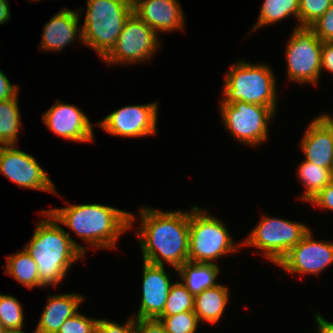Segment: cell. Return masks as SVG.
Here are the masks:
<instances>
[{
  "instance_id": "f546056e",
  "label": "cell",
  "mask_w": 333,
  "mask_h": 333,
  "mask_svg": "<svg viewBox=\"0 0 333 333\" xmlns=\"http://www.w3.org/2000/svg\"><path fill=\"white\" fill-rule=\"evenodd\" d=\"M98 319L88 318L76 312L64 321L57 333H95Z\"/></svg>"
},
{
  "instance_id": "4316f807",
  "label": "cell",
  "mask_w": 333,
  "mask_h": 333,
  "mask_svg": "<svg viewBox=\"0 0 333 333\" xmlns=\"http://www.w3.org/2000/svg\"><path fill=\"white\" fill-rule=\"evenodd\" d=\"M194 310V296L182 282H174L168 294L162 315H175Z\"/></svg>"
},
{
  "instance_id": "7bdbcfd3",
  "label": "cell",
  "mask_w": 333,
  "mask_h": 333,
  "mask_svg": "<svg viewBox=\"0 0 333 333\" xmlns=\"http://www.w3.org/2000/svg\"><path fill=\"white\" fill-rule=\"evenodd\" d=\"M129 2H131L132 4L136 1V0H128Z\"/></svg>"
},
{
  "instance_id": "ffe728a7",
  "label": "cell",
  "mask_w": 333,
  "mask_h": 333,
  "mask_svg": "<svg viewBox=\"0 0 333 333\" xmlns=\"http://www.w3.org/2000/svg\"><path fill=\"white\" fill-rule=\"evenodd\" d=\"M229 290L225 285L217 284L194 296V312L199 322L212 324L218 322L229 302Z\"/></svg>"
},
{
  "instance_id": "b9f144b4",
  "label": "cell",
  "mask_w": 333,
  "mask_h": 333,
  "mask_svg": "<svg viewBox=\"0 0 333 333\" xmlns=\"http://www.w3.org/2000/svg\"><path fill=\"white\" fill-rule=\"evenodd\" d=\"M331 184L333 185V170H332V179H331Z\"/></svg>"
},
{
  "instance_id": "5bb4252c",
  "label": "cell",
  "mask_w": 333,
  "mask_h": 333,
  "mask_svg": "<svg viewBox=\"0 0 333 333\" xmlns=\"http://www.w3.org/2000/svg\"><path fill=\"white\" fill-rule=\"evenodd\" d=\"M43 114L45 125L58 136L81 143L93 141V126L77 106L57 101Z\"/></svg>"
},
{
  "instance_id": "7c38bea8",
  "label": "cell",
  "mask_w": 333,
  "mask_h": 333,
  "mask_svg": "<svg viewBox=\"0 0 333 333\" xmlns=\"http://www.w3.org/2000/svg\"><path fill=\"white\" fill-rule=\"evenodd\" d=\"M158 102L117 109L97 124L107 133L121 137H145L157 133Z\"/></svg>"
},
{
  "instance_id": "8fae6325",
  "label": "cell",
  "mask_w": 333,
  "mask_h": 333,
  "mask_svg": "<svg viewBox=\"0 0 333 333\" xmlns=\"http://www.w3.org/2000/svg\"><path fill=\"white\" fill-rule=\"evenodd\" d=\"M0 173L22 188L57 194L52 180L36 159L15 145L0 146Z\"/></svg>"
},
{
  "instance_id": "ac0fdd59",
  "label": "cell",
  "mask_w": 333,
  "mask_h": 333,
  "mask_svg": "<svg viewBox=\"0 0 333 333\" xmlns=\"http://www.w3.org/2000/svg\"><path fill=\"white\" fill-rule=\"evenodd\" d=\"M302 137L301 147L306 161L333 168V143L329 130L317 119L311 120Z\"/></svg>"
},
{
  "instance_id": "9a60e30c",
  "label": "cell",
  "mask_w": 333,
  "mask_h": 333,
  "mask_svg": "<svg viewBox=\"0 0 333 333\" xmlns=\"http://www.w3.org/2000/svg\"><path fill=\"white\" fill-rule=\"evenodd\" d=\"M142 298L135 319H158L162 314L170 292L169 274L164 265L143 262Z\"/></svg>"
},
{
  "instance_id": "836d02e7",
  "label": "cell",
  "mask_w": 333,
  "mask_h": 333,
  "mask_svg": "<svg viewBox=\"0 0 333 333\" xmlns=\"http://www.w3.org/2000/svg\"><path fill=\"white\" fill-rule=\"evenodd\" d=\"M136 329L138 333H167L158 319H136Z\"/></svg>"
},
{
  "instance_id": "d590c367",
  "label": "cell",
  "mask_w": 333,
  "mask_h": 333,
  "mask_svg": "<svg viewBox=\"0 0 333 333\" xmlns=\"http://www.w3.org/2000/svg\"><path fill=\"white\" fill-rule=\"evenodd\" d=\"M333 73V42H323L321 70Z\"/></svg>"
},
{
  "instance_id": "f35d334b",
  "label": "cell",
  "mask_w": 333,
  "mask_h": 333,
  "mask_svg": "<svg viewBox=\"0 0 333 333\" xmlns=\"http://www.w3.org/2000/svg\"><path fill=\"white\" fill-rule=\"evenodd\" d=\"M316 118L329 130L333 143V117L326 113L319 115Z\"/></svg>"
},
{
  "instance_id": "cb8c5ba5",
  "label": "cell",
  "mask_w": 333,
  "mask_h": 333,
  "mask_svg": "<svg viewBox=\"0 0 333 333\" xmlns=\"http://www.w3.org/2000/svg\"><path fill=\"white\" fill-rule=\"evenodd\" d=\"M17 98L18 95L0 101V146L15 145L18 142L21 120Z\"/></svg>"
},
{
  "instance_id": "d4e9b609",
  "label": "cell",
  "mask_w": 333,
  "mask_h": 333,
  "mask_svg": "<svg viewBox=\"0 0 333 333\" xmlns=\"http://www.w3.org/2000/svg\"><path fill=\"white\" fill-rule=\"evenodd\" d=\"M300 0H264L260 10V16L254 25L252 32L259 27L272 25L289 16H294L299 22Z\"/></svg>"
},
{
  "instance_id": "1f68e13d",
  "label": "cell",
  "mask_w": 333,
  "mask_h": 333,
  "mask_svg": "<svg viewBox=\"0 0 333 333\" xmlns=\"http://www.w3.org/2000/svg\"><path fill=\"white\" fill-rule=\"evenodd\" d=\"M95 333H138L136 329V319L131 317L125 324L120 325L104 319H98Z\"/></svg>"
},
{
  "instance_id": "f1b7e54d",
  "label": "cell",
  "mask_w": 333,
  "mask_h": 333,
  "mask_svg": "<svg viewBox=\"0 0 333 333\" xmlns=\"http://www.w3.org/2000/svg\"><path fill=\"white\" fill-rule=\"evenodd\" d=\"M333 0H300L298 26H310L332 5Z\"/></svg>"
},
{
  "instance_id": "52a82bcc",
  "label": "cell",
  "mask_w": 333,
  "mask_h": 333,
  "mask_svg": "<svg viewBox=\"0 0 333 333\" xmlns=\"http://www.w3.org/2000/svg\"><path fill=\"white\" fill-rule=\"evenodd\" d=\"M309 231L310 228L302 223L264 215L240 244L263 250L260 254L277 265Z\"/></svg>"
},
{
  "instance_id": "7402d4cb",
  "label": "cell",
  "mask_w": 333,
  "mask_h": 333,
  "mask_svg": "<svg viewBox=\"0 0 333 333\" xmlns=\"http://www.w3.org/2000/svg\"><path fill=\"white\" fill-rule=\"evenodd\" d=\"M6 258L7 274L29 289L35 286L44 287L39 278L37 264L24 248Z\"/></svg>"
},
{
  "instance_id": "d6a6232c",
  "label": "cell",
  "mask_w": 333,
  "mask_h": 333,
  "mask_svg": "<svg viewBox=\"0 0 333 333\" xmlns=\"http://www.w3.org/2000/svg\"><path fill=\"white\" fill-rule=\"evenodd\" d=\"M310 204L333 211V185L328 184L309 201Z\"/></svg>"
},
{
  "instance_id": "7a4b0ae2",
  "label": "cell",
  "mask_w": 333,
  "mask_h": 333,
  "mask_svg": "<svg viewBox=\"0 0 333 333\" xmlns=\"http://www.w3.org/2000/svg\"><path fill=\"white\" fill-rule=\"evenodd\" d=\"M42 213L46 219L37 223L24 249L37 264L41 284L57 286L70 266L84 257L86 247L73 240L49 212L44 210Z\"/></svg>"
},
{
  "instance_id": "3957f363",
  "label": "cell",
  "mask_w": 333,
  "mask_h": 333,
  "mask_svg": "<svg viewBox=\"0 0 333 333\" xmlns=\"http://www.w3.org/2000/svg\"><path fill=\"white\" fill-rule=\"evenodd\" d=\"M95 248L113 249L120 235L131 229L135 215L103 204H79L47 210Z\"/></svg>"
},
{
  "instance_id": "5b68a950",
  "label": "cell",
  "mask_w": 333,
  "mask_h": 333,
  "mask_svg": "<svg viewBox=\"0 0 333 333\" xmlns=\"http://www.w3.org/2000/svg\"><path fill=\"white\" fill-rule=\"evenodd\" d=\"M132 13L133 4L128 0H88L83 42L103 59L115 46Z\"/></svg>"
},
{
  "instance_id": "ab89813d",
  "label": "cell",
  "mask_w": 333,
  "mask_h": 333,
  "mask_svg": "<svg viewBox=\"0 0 333 333\" xmlns=\"http://www.w3.org/2000/svg\"><path fill=\"white\" fill-rule=\"evenodd\" d=\"M8 333H25V332H23V330L21 329V330L9 331ZM33 333H38V332L34 330Z\"/></svg>"
},
{
  "instance_id": "2e32d148",
  "label": "cell",
  "mask_w": 333,
  "mask_h": 333,
  "mask_svg": "<svg viewBox=\"0 0 333 333\" xmlns=\"http://www.w3.org/2000/svg\"><path fill=\"white\" fill-rule=\"evenodd\" d=\"M133 13L157 34L184 27L185 16L178 0H136Z\"/></svg>"
},
{
  "instance_id": "8d00e7d4",
  "label": "cell",
  "mask_w": 333,
  "mask_h": 333,
  "mask_svg": "<svg viewBox=\"0 0 333 333\" xmlns=\"http://www.w3.org/2000/svg\"><path fill=\"white\" fill-rule=\"evenodd\" d=\"M315 322L318 333H333V322H329L322 315L316 313Z\"/></svg>"
},
{
  "instance_id": "9c48e42d",
  "label": "cell",
  "mask_w": 333,
  "mask_h": 333,
  "mask_svg": "<svg viewBox=\"0 0 333 333\" xmlns=\"http://www.w3.org/2000/svg\"><path fill=\"white\" fill-rule=\"evenodd\" d=\"M219 105L222 123L237 141L254 147L267 140V126L275 114L270 107L244 101Z\"/></svg>"
},
{
  "instance_id": "e575fe53",
  "label": "cell",
  "mask_w": 333,
  "mask_h": 333,
  "mask_svg": "<svg viewBox=\"0 0 333 333\" xmlns=\"http://www.w3.org/2000/svg\"><path fill=\"white\" fill-rule=\"evenodd\" d=\"M9 81V78L0 70V101L15 98L19 93L20 85H12Z\"/></svg>"
},
{
  "instance_id": "4fadbf2b",
  "label": "cell",
  "mask_w": 333,
  "mask_h": 333,
  "mask_svg": "<svg viewBox=\"0 0 333 333\" xmlns=\"http://www.w3.org/2000/svg\"><path fill=\"white\" fill-rule=\"evenodd\" d=\"M333 263V243L316 241L311 230L277 264L290 273L319 274Z\"/></svg>"
},
{
  "instance_id": "6da1fadb",
  "label": "cell",
  "mask_w": 333,
  "mask_h": 333,
  "mask_svg": "<svg viewBox=\"0 0 333 333\" xmlns=\"http://www.w3.org/2000/svg\"><path fill=\"white\" fill-rule=\"evenodd\" d=\"M139 211L141 227L136 236L143 261L162 266L169 263L177 270L188 261L190 212L160 211L147 206Z\"/></svg>"
},
{
  "instance_id": "603a6c76",
  "label": "cell",
  "mask_w": 333,
  "mask_h": 333,
  "mask_svg": "<svg viewBox=\"0 0 333 333\" xmlns=\"http://www.w3.org/2000/svg\"><path fill=\"white\" fill-rule=\"evenodd\" d=\"M332 170L333 168H324L304 160L298 167L299 180L306 188L300 198L309 202L321 189L331 184Z\"/></svg>"
},
{
  "instance_id": "277c9868",
  "label": "cell",
  "mask_w": 333,
  "mask_h": 333,
  "mask_svg": "<svg viewBox=\"0 0 333 333\" xmlns=\"http://www.w3.org/2000/svg\"><path fill=\"white\" fill-rule=\"evenodd\" d=\"M224 80V99L220 104L236 101L270 107L276 113V78L266 64L239 61L233 64Z\"/></svg>"
},
{
  "instance_id": "4dcf8cb0",
  "label": "cell",
  "mask_w": 333,
  "mask_h": 333,
  "mask_svg": "<svg viewBox=\"0 0 333 333\" xmlns=\"http://www.w3.org/2000/svg\"><path fill=\"white\" fill-rule=\"evenodd\" d=\"M310 27L322 42H333V3Z\"/></svg>"
},
{
  "instance_id": "60d3db41",
  "label": "cell",
  "mask_w": 333,
  "mask_h": 333,
  "mask_svg": "<svg viewBox=\"0 0 333 333\" xmlns=\"http://www.w3.org/2000/svg\"><path fill=\"white\" fill-rule=\"evenodd\" d=\"M0 333H8V331L3 327L1 323H0Z\"/></svg>"
},
{
  "instance_id": "30bf717a",
  "label": "cell",
  "mask_w": 333,
  "mask_h": 333,
  "mask_svg": "<svg viewBox=\"0 0 333 333\" xmlns=\"http://www.w3.org/2000/svg\"><path fill=\"white\" fill-rule=\"evenodd\" d=\"M158 34L134 13L126 20L112 50L103 58L108 64H132L150 59L161 45Z\"/></svg>"
},
{
  "instance_id": "44dd1931",
  "label": "cell",
  "mask_w": 333,
  "mask_h": 333,
  "mask_svg": "<svg viewBox=\"0 0 333 333\" xmlns=\"http://www.w3.org/2000/svg\"><path fill=\"white\" fill-rule=\"evenodd\" d=\"M176 271L180 275L183 285L193 296L200 294L203 290L216 286V278L220 272L218 262L199 263L187 261Z\"/></svg>"
},
{
  "instance_id": "ba28073f",
  "label": "cell",
  "mask_w": 333,
  "mask_h": 333,
  "mask_svg": "<svg viewBox=\"0 0 333 333\" xmlns=\"http://www.w3.org/2000/svg\"><path fill=\"white\" fill-rule=\"evenodd\" d=\"M322 44L310 26L294 27L285 51L288 80L317 85L322 71Z\"/></svg>"
},
{
  "instance_id": "83f0119b",
  "label": "cell",
  "mask_w": 333,
  "mask_h": 333,
  "mask_svg": "<svg viewBox=\"0 0 333 333\" xmlns=\"http://www.w3.org/2000/svg\"><path fill=\"white\" fill-rule=\"evenodd\" d=\"M158 320L164 325L167 333H195L199 323L194 311L161 315Z\"/></svg>"
},
{
  "instance_id": "e0dca14e",
  "label": "cell",
  "mask_w": 333,
  "mask_h": 333,
  "mask_svg": "<svg viewBox=\"0 0 333 333\" xmlns=\"http://www.w3.org/2000/svg\"><path fill=\"white\" fill-rule=\"evenodd\" d=\"M79 16L78 10H70L67 7H64L59 13L57 12L44 26L43 33H41L42 41L39 44L40 49L59 52L73 40H76L77 35L78 38L80 37L79 40L83 42L82 27L78 25Z\"/></svg>"
},
{
  "instance_id": "484cf974",
  "label": "cell",
  "mask_w": 333,
  "mask_h": 333,
  "mask_svg": "<svg viewBox=\"0 0 333 333\" xmlns=\"http://www.w3.org/2000/svg\"><path fill=\"white\" fill-rule=\"evenodd\" d=\"M15 297L0 294V323L9 331L24 327L23 306Z\"/></svg>"
},
{
  "instance_id": "74e56055",
  "label": "cell",
  "mask_w": 333,
  "mask_h": 333,
  "mask_svg": "<svg viewBox=\"0 0 333 333\" xmlns=\"http://www.w3.org/2000/svg\"><path fill=\"white\" fill-rule=\"evenodd\" d=\"M11 17L8 0H0V24L7 23Z\"/></svg>"
},
{
  "instance_id": "8992f818",
  "label": "cell",
  "mask_w": 333,
  "mask_h": 333,
  "mask_svg": "<svg viewBox=\"0 0 333 333\" xmlns=\"http://www.w3.org/2000/svg\"><path fill=\"white\" fill-rule=\"evenodd\" d=\"M228 229L213 215L193 206L190 210L188 261L213 264V260L239 250Z\"/></svg>"
},
{
  "instance_id": "d6986e66",
  "label": "cell",
  "mask_w": 333,
  "mask_h": 333,
  "mask_svg": "<svg viewBox=\"0 0 333 333\" xmlns=\"http://www.w3.org/2000/svg\"><path fill=\"white\" fill-rule=\"evenodd\" d=\"M84 298L74 293L50 295L35 330L38 333H57L64 321L78 311Z\"/></svg>"
}]
</instances>
